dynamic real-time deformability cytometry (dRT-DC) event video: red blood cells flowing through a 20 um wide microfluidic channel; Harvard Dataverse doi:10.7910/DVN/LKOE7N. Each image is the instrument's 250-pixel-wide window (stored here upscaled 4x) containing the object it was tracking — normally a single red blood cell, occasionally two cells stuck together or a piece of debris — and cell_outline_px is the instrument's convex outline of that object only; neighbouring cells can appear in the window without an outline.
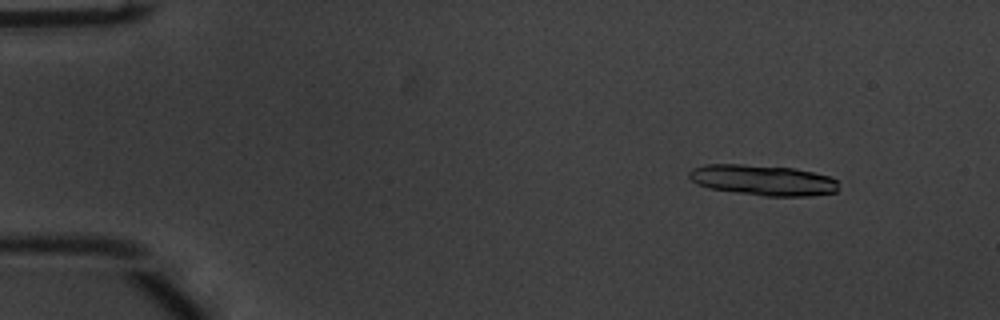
{"species": "common noctule bat (a hibernating species)", "species_latin": "Nyctalus noctula", "temperature_condition": "warm", "stored_images_in_passage": 30, "segment_of_instrument_passage": [1, 2], "camera_frame_rate_fps": 3000, "um_per_image_px": 0.085, "animal": {"sex": "male", "body_mass_g": 20.1, "forearm_length_mm": 53.5}, "frame": {"image": 1, "passage_image": 7, "time_ms": 2.0, "image_size_px": [1000, 320], "cell_outline_px": [[836, 192], [812, 196], [764, 196], [708, 188], [696, 184], [688, 176], [688, 172], [692, 168], [704, 164], [744, 164], [796, 168], [828, 176], [836, 180]], "centroid_in_image_um": [64.8, 15.3], "position_along_channel_um": 20.2, "area_um2": 26.7}}
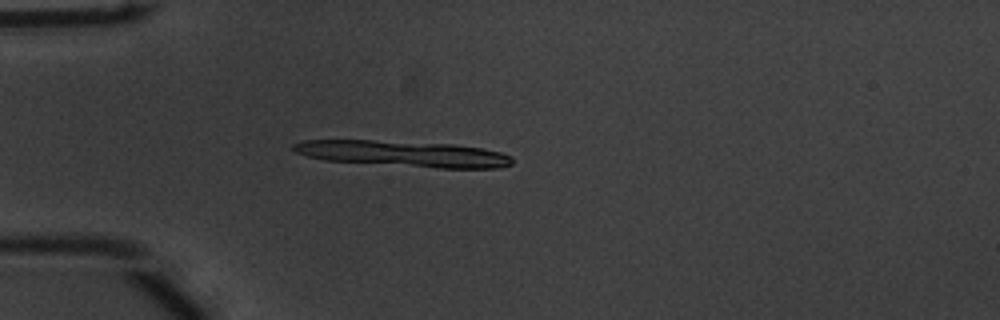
{"frame": {"image": 2, "passage_image": 16, "time_ms": 5.0, "image_size_px": [1000, 320], "cell_outline_px": [[512, 164], [500, 168], [436, 168], [324, 160], [308, 156], [296, 152], [292, 148], [292, 144], [300, 140], [372, 140], [452, 144], [480, 148], [500, 152], [512, 156]], "centroid_in_image_um": [34.28, 13.07], "position_along_channel_um": 50.7, "area_um2": 33.06}}